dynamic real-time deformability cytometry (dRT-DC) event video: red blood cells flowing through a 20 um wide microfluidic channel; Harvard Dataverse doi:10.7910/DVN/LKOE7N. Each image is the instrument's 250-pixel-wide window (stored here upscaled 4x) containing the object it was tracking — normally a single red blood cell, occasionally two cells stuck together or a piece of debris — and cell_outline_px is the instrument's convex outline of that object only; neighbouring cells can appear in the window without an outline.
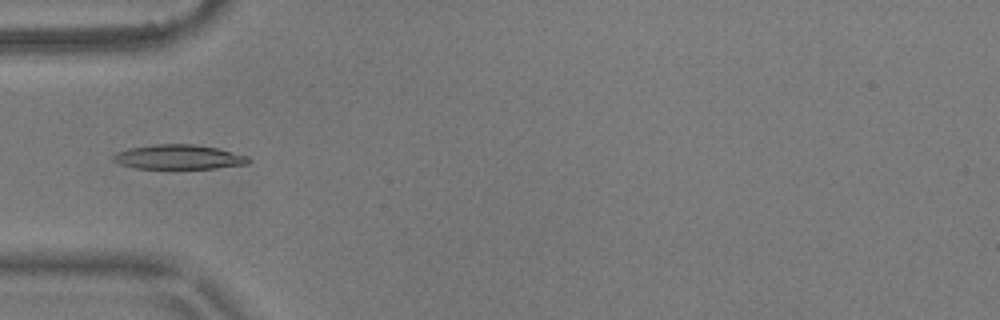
{"species": "common noctule bat (a hibernating species)", "species_latin": "Nyctalus noctula", "temperature_condition": "warm", "stored_images_in_passage": 6, "camera_frame_rate_fps": 3000, "um_per_image_px": 0.085, "animal": {"sex": "male", "body_mass_g": 17.9}, "frame": {"image": 1, "passage_image": 4, "time_ms": 1.0, "image_size_px": [1000, 320], "cell_outline_px": [[252, 160], [248, 164], [216, 168], [136, 168], [120, 164], [112, 160], [112, 156], [116, 152], [132, 148], [156, 144], [192, 144], [216, 148], [248, 156]], "centroid_in_image_um": [15.2, 13.35], "position_along_channel_um": 69.8, "area_um2": 19.13}}